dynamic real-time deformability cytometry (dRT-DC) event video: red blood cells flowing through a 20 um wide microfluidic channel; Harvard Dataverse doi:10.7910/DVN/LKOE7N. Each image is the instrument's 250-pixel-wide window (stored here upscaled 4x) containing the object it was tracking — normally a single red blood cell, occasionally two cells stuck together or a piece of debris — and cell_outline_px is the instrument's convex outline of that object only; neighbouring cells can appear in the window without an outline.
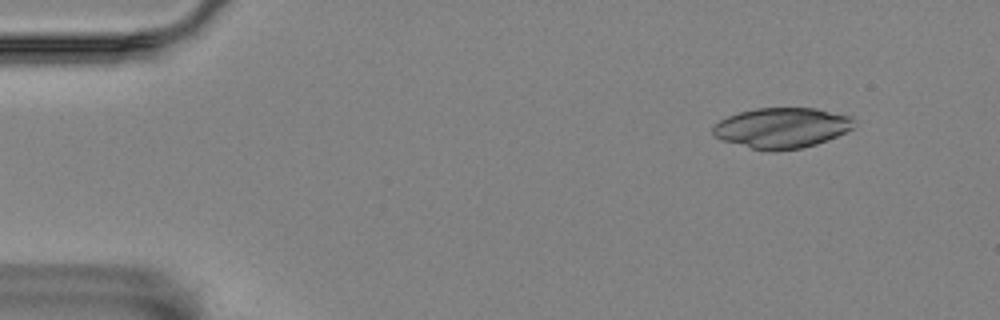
{"species": "Egyptian fruit bat (a non-hibernating species)", "species_latin": "Rousettus aegyptiacus", "temperature_condition": "room temperature", "stored_images_in_passage": 4, "camera_frame_rate_fps": 3000, "um_per_image_px": 0.085, "animal": {"sex": "female"}, "frame": {"image": 1, "passage_image": 1, "time_ms": 0.0, "image_size_px": [1000, 320], "cell_outline_px": [[856, 124], [852, 128], [836, 136], [816, 144], [800, 148], [776, 152], [768, 152], [720, 140], [712, 132], [712, 128], [720, 120], [728, 116], [740, 112], [756, 108], [816, 108], [852, 116], [856, 120]], "centroid_in_image_um": [66.46, 10.87], "position_along_channel_um": 18.5, "area_um2": 33.35}}